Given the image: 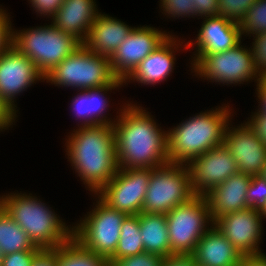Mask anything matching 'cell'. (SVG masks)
Segmentation results:
<instances>
[{
    "mask_svg": "<svg viewBox=\"0 0 266 266\" xmlns=\"http://www.w3.org/2000/svg\"><path fill=\"white\" fill-rule=\"evenodd\" d=\"M120 110L113 123L118 168L152 169L170 163L167 131L150 112L131 102Z\"/></svg>",
    "mask_w": 266,
    "mask_h": 266,
    "instance_id": "1",
    "label": "cell"
},
{
    "mask_svg": "<svg viewBox=\"0 0 266 266\" xmlns=\"http://www.w3.org/2000/svg\"><path fill=\"white\" fill-rule=\"evenodd\" d=\"M65 144L68 161L94 195L117 173L113 125L80 126Z\"/></svg>",
    "mask_w": 266,
    "mask_h": 266,
    "instance_id": "2",
    "label": "cell"
},
{
    "mask_svg": "<svg viewBox=\"0 0 266 266\" xmlns=\"http://www.w3.org/2000/svg\"><path fill=\"white\" fill-rule=\"evenodd\" d=\"M231 110L225 104L224 107L211 108L167 130L170 163L187 165L206 151L224 145Z\"/></svg>",
    "mask_w": 266,
    "mask_h": 266,
    "instance_id": "3",
    "label": "cell"
},
{
    "mask_svg": "<svg viewBox=\"0 0 266 266\" xmlns=\"http://www.w3.org/2000/svg\"><path fill=\"white\" fill-rule=\"evenodd\" d=\"M31 195L9 193L0 196V205L35 246L55 249L67 243L73 237V227H68L46 203Z\"/></svg>",
    "mask_w": 266,
    "mask_h": 266,
    "instance_id": "4",
    "label": "cell"
},
{
    "mask_svg": "<svg viewBox=\"0 0 266 266\" xmlns=\"http://www.w3.org/2000/svg\"><path fill=\"white\" fill-rule=\"evenodd\" d=\"M44 80L58 87H71L81 90L108 85H123L112 70L109 57L93 53L81 45L56 65Z\"/></svg>",
    "mask_w": 266,
    "mask_h": 266,
    "instance_id": "5",
    "label": "cell"
},
{
    "mask_svg": "<svg viewBox=\"0 0 266 266\" xmlns=\"http://www.w3.org/2000/svg\"><path fill=\"white\" fill-rule=\"evenodd\" d=\"M18 31L12 30V46L26 55L44 77L82 45L75 36L52 24Z\"/></svg>",
    "mask_w": 266,
    "mask_h": 266,
    "instance_id": "6",
    "label": "cell"
},
{
    "mask_svg": "<svg viewBox=\"0 0 266 266\" xmlns=\"http://www.w3.org/2000/svg\"><path fill=\"white\" fill-rule=\"evenodd\" d=\"M195 196L187 165L168 163L151 169L142 212L167 214Z\"/></svg>",
    "mask_w": 266,
    "mask_h": 266,
    "instance_id": "7",
    "label": "cell"
},
{
    "mask_svg": "<svg viewBox=\"0 0 266 266\" xmlns=\"http://www.w3.org/2000/svg\"><path fill=\"white\" fill-rule=\"evenodd\" d=\"M165 216L170 255H192L200 238L214 225L205 196L196 195L189 202L174 207Z\"/></svg>",
    "mask_w": 266,
    "mask_h": 266,
    "instance_id": "8",
    "label": "cell"
},
{
    "mask_svg": "<svg viewBox=\"0 0 266 266\" xmlns=\"http://www.w3.org/2000/svg\"><path fill=\"white\" fill-rule=\"evenodd\" d=\"M241 43L223 52L200 54L192 59L191 70L195 76L218 84H243L250 80L257 84L262 77L254 66L251 47L245 48Z\"/></svg>",
    "mask_w": 266,
    "mask_h": 266,
    "instance_id": "9",
    "label": "cell"
},
{
    "mask_svg": "<svg viewBox=\"0 0 266 266\" xmlns=\"http://www.w3.org/2000/svg\"><path fill=\"white\" fill-rule=\"evenodd\" d=\"M92 211L73 227V238L85 249L109 260L119 242L126 213L110 208L99 197Z\"/></svg>",
    "mask_w": 266,
    "mask_h": 266,
    "instance_id": "10",
    "label": "cell"
},
{
    "mask_svg": "<svg viewBox=\"0 0 266 266\" xmlns=\"http://www.w3.org/2000/svg\"><path fill=\"white\" fill-rule=\"evenodd\" d=\"M151 169H121L96 194L110 208L127 215L142 212Z\"/></svg>",
    "mask_w": 266,
    "mask_h": 266,
    "instance_id": "11",
    "label": "cell"
},
{
    "mask_svg": "<svg viewBox=\"0 0 266 266\" xmlns=\"http://www.w3.org/2000/svg\"><path fill=\"white\" fill-rule=\"evenodd\" d=\"M41 80L45 81L43 74L14 46L0 55V99L13 113L18 112L16 96Z\"/></svg>",
    "mask_w": 266,
    "mask_h": 266,
    "instance_id": "12",
    "label": "cell"
},
{
    "mask_svg": "<svg viewBox=\"0 0 266 266\" xmlns=\"http://www.w3.org/2000/svg\"><path fill=\"white\" fill-rule=\"evenodd\" d=\"M170 33L151 26H138L109 58L113 73L125 80L150 53L158 48Z\"/></svg>",
    "mask_w": 266,
    "mask_h": 266,
    "instance_id": "13",
    "label": "cell"
},
{
    "mask_svg": "<svg viewBox=\"0 0 266 266\" xmlns=\"http://www.w3.org/2000/svg\"><path fill=\"white\" fill-rule=\"evenodd\" d=\"M187 167L193 193L198 196L207 195L215 186L238 172L236 161L225 145L206 151L194 158Z\"/></svg>",
    "mask_w": 266,
    "mask_h": 266,
    "instance_id": "14",
    "label": "cell"
},
{
    "mask_svg": "<svg viewBox=\"0 0 266 266\" xmlns=\"http://www.w3.org/2000/svg\"><path fill=\"white\" fill-rule=\"evenodd\" d=\"M262 219L260 210L247 208L225 214L215 219L213 224L242 256H251L262 254L259 247Z\"/></svg>",
    "mask_w": 266,
    "mask_h": 266,
    "instance_id": "15",
    "label": "cell"
},
{
    "mask_svg": "<svg viewBox=\"0 0 266 266\" xmlns=\"http://www.w3.org/2000/svg\"><path fill=\"white\" fill-rule=\"evenodd\" d=\"M230 124L226 127L224 145L236 161L238 172L261 174L266 165V146L246 122L237 128Z\"/></svg>",
    "mask_w": 266,
    "mask_h": 266,
    "instance_id": "16",
    "label": "cell"
},
{
    "mask_svg": "<svg viewBox=\"0 0 266 266\" xmlns=\"http://www.w3.org/2000/svg\"><path fill=\"white\" fill-rule=\"evenodd\" d=\"M203 23L198 31L196 42H187L184 49L196 45L194 60L200 54L223 52L235 47L241 42L242 32L240 24L222 16L203 17ZM192 46V47H191Z\"/></svg>",
    "mask_w": 266,
    "mask_h": 266,
    "instance_id": "17",
    "label": "cell"
},
{
    "mask_svg": "<svg viewBox=\"0 0 266 266\" xmlns=\"http://www.w3.org/2000/svg\"><path fill=\"white\" fill-rule=\"evenodd\" d=\"M175 38L171 34L158 48L139 63L124 80V83L126 84L132 80L142 85H155L166 80L175 67L176 58L174 53L179 50L178 48H182L180 40Z\"/></svg>",
    "mask_w": 266,
    "mask_h": 266,
    "instance_id": "18",
    "label": "cell"
},
{
    "mask_svg": "<svg viewBox=\"0 0 266 266\" xmlns=\"http://www.w3.org/2000/svg\"><path fill=\"white\" fill-rule=\"evenodd\" d=\"M250 181L251 175L237 172L205 195L213 221L225 214L249 208L246 194Z\"/></svg>",
    "mask_w": 266,
    "mask_h": 266,
    "instance_id": "19",
    "label": "cell"
},
{
    "mask_svg": "<svg viewBox=\"0 0 266 266\" xmlns=\"http://www.w3.org/2000/svg\"><path fill=\"white\" fill-rule=\"evenodd\" d=\"M135 27L107 14H98L82 45L93 53L111 57Z\"/></svg>",
    "mask_w": 266,
    "mask_h": 266,
    "instance_id": "20",
    "label": "cell"
},
{
    "mask_svg": "<svg viewBox=\"0 0 266 266\" xmlns=\"http://www.w3.org/2000/svg\"><path fill=\"white\" fill-rule=\"evenodd\" d=\"M192 255L196 266H240L243 258L215 225L200 238Z\"/></svg>",
    "mask_w": 266,
    "mask_h": 266,
    "instance_id": "21",
    "label": "cell"
},
{
    "mask_svg": "<svg viewBox=\"0 0 266 266\" xmlns=\"http://www.w3.org/2000/svg\"><path fill=\"white\" fill-rule=\"evenodd\" d=\"M99 13L95 0H65L51 24L83 42Z\"/></svg>",
    "mask_w": 266,
    "mask_h": 266,
    "instance_id": "22",
    "label": "cell"
},
{
    "mask_svg": "<svg viewBox=\"0 0 266 266\" xmlns=\"http://www.w3.org/2000/svg\"><path fill=\"white\" fill-rule=\"evenodd\" d=\"M123 85H108L101 86L87 90H81L75 95L72 103L71 109L76 119L82 120L78 127L95 126V125H113L115 120H110L107 115L105 116V111L109 107V100L105 98V94L110 91L122 87Z\"/></svg>",
    "mask_w": 266,
    "mask_h": 266,
    "instance_id": "23",
    "label": "cell"
},
{
    "mask_svg": "<svg viewBox=\"0 0 266 266\" xmlns=\"http://www.w3.org/2000/svg\"><path fill=\"white\" fill-rule=\"evenodd\" d=\"M139 225L145 252L163 258L169 256V233L165 214L141 212Z\"/></svg>",
    "mask_w": 266,
    "mask_h": 266,
    "instance_id": "24",
    "label": "cell"
},
{
    "mask_svg": "<svg viewBox=\"0 0 266 266\" xmlns=\"http://www.w3.org/2000/svg\"><path fill=\"white\" fill-rule=\"evenodd\" d=\"M0 250L3 255L20 251H41L29 239L27 233L0 205Z\"/></svg>",
    "mask_w": 266,
    "mask_h": 266,
    "instance_id": "25",
    "label": "cell"
},
{
    "mask_svg": "<svg viewBox=\"0 0 266 266\" xmlns=\"http://www.w3.org/2000/svg\"><path fill=\"white\" fill-rule=\"evenodd\" d=\"M144 252V245L140 234L139 215H127L122 222L115 254L108 261H116Z\"/></svg>",
    "mask_w": 266,
    "mask_h": 266,
    "instance_id": "26",
    "label": "cell"
},
{
    "mask_svg": "<svg viewBox=\"0 0 266 266\" xmlns=\"http://www.w3.org/2000/svg\"><path fill=\"white\" fill-rule=\"evenodd\" d=\"M57 266H110L108 260L85 249L73 237L57 247Z\"/></svg>",
    "mask_w": 266,
    "mask_h": 266,
    "instance_id": "27",
    "label": "cell"
},
{
    "mask_svg": "<svg viewBox=\"0 0 266 266\" xmlns=\"http://www.w3.org/2000/svg\"><path fill=\"white\" fill-rule=\"evenodd\" d=\"M239 24L244 36L266 32V0H258Z\"/></svg>",
    "mask_w": 266,
    "mask_h": 266,
    "instance_id": "28",
    "label": "cell"
},
{
    "mask_svg": "<svg viewBox=\"0 0 266 266\" xmlns=\"http://www.w3.org/2000/svg\"><path fill=\"white\" fill-rule=\"evenodd\" d=\"M258 0H219V16L240 23Z\"/></svg>",
    "mask_w": 266,
    "mask_h": 266,
    "instance_id": "29",
    "label": "cell"
},
{
    "mask_svg": "<svg viewBox=\"0 0 266 266\" xmlns=\"http://www.w3.org/2000/svg\"><path fill=\"white\" fill-rule=\"evenodd\" d=\"M246 203L249 208L260 210L266 203V180L258 174L252 175L246 194Z\"/></svg>",
    "mask_w": 266,
    "mask_h": 266,
    "instance_id": "30",
    "label": "cell"
},
{
    "mask_svg": "<svg viewBox=\"0 0 266 266\" xmlns=\"http://www.w3.org/2000/svg\"><path fill=\"white\" fill-rule=\"evenodd\" d=\"M160 3V9L164 12L162 14L168 17H177L178 19L179 17H196L193 0H160Z\"/></svg>",
    "mask_w": 266,
    "mask_h": 266,
    "instance_id": "31",
    "label": "cell"
},
{
    "mask_svg": "<svg viewBox=\"0 0 266 266\" xmlns=\"http://www.w3.org/2000/svg\"><path fill=\"white\" fill-rule=\"evenodd\" d=\"M252 37H254L251 46L254 66L261 77L266 78V32Z\"/></svg>",
    "mask_w": 266,
    "mask_h": 266,
    "instance_id": "32",
    "label": "cell"
},
{
    "mask_svg": "<svg viewBox=\"0 0 266 266\" xmlns=\"http://www.w3.org/2000/svg\"><path fill=\"white\" fill-rule=\"evenodd\" d=\"M163 259L159 255L144 252L139 255L108 262L110 266H161Z\"/></svg>",
    "mask_w": 266,
    "mask_h": 266,
    "instance_id": "33",
    "label": "cell"
},
{
    "mask_svg": "<svg viewBox=\"0 0 266 266\" xmlns=\"http://www.w3.org/2000/svg\"><path fill=\"white\" fill-rule=\"evenodd\" d=\"M8 14L0 8V55L12 45V22Z\"/></svg>",
    "mask_w": 266,
    "mask_h": 266,
    "instance_id": "34",
    "label": "cell"
},
{
    "mask_svg": "<svg viewBox=\"0 0 266 266\" xmlns=\"http://www.w3.org/2000/svg\"><path fill=\"white\" fill-rule=\"evenodd\" d=\"M40 251H20L3 255L2 266H31Z\"/></svg>",
    "mask_w": 266,
    "mask_h": 266,
    "instance_id": "35",
    "label": "cell"
},
{
    "mask_svg": "<svg viewBox=\"0 0 266 266\" xmlns=\"http://www.w3.org/2000/svg\"><path fill=\"white\" fill-rule=\"evenodd\" d=\"M31 7L39 16H47L50 19L55 15L65 0H29Z\"/></svg>",
    "mask_w": 266,
    "mask_h": 266,
    "instance_id": "36",
    "label": "cell"
},
{
    "mask_svg": "<svg viewBox=\"0 0 266 266\" xmlns=\"http://www.w3.org/2000/svg\"><path fill=\"white\" fill-rule=\"evenodd\" d=\"M251 116V120H247L246 123L266 146V114L257 110Z\"/></svg>",
    "mask_w": 266,
    "mask_h": 266,
    "instance_id": "37",
    "label": "cell"
},
{
    "mask_svg": "<svg viewBox=\"0 0 266 266\" xmlns=\"http://www.w3.org/2000/svg\"><path fill=\"white\" fill-rule=\"evenodd\" d=\"M219 0H193L195 15L198 17L219 16Z\"/></svg>",
    "mask_w": 266,
    "mask_h": 266,
    "instance_id": "38",
    "label": "cell"
},
{
    "mask_svg": "<svg viewBox=\"0 0 266 266\" xmlns=\"http://www.w3.org/2000/svg\"><path fill=\"white\" fill-rule=\"evenodd\" d=\"M31 266H57V247L42 249L34 258Z\"/></svg>",
    "mask_w": 266,
    "mask_h": 266,
    "instance_id": "39",
    "label": "cell"
},
{
    "mask_svg": "<svg viewBox=\"0 0 266 266\" xmlns=\"http://www.w3.org/2000/svg\"><path fill=\"white\" fill-rule=\"evenodd\" d=\"M161 266H196L193 255L172 254L163 259Z\"/></svg>",
    "mask_w": 266,
    "mask_h": 266,
    "instance_id": "40",
    "label": "cell"
},
{
    "mask_svg": "<svg viewBox=\"0 0 266 266\" xmlns=\"http://www.w3.org/2000/svg\"><path fill=\"white\" fill-rule=\"evenodd\" d=\"M18 115L13 113L8 106L0 99V131L9 129ZM4 129V130H3Z\"/></svg>",
    "mask_w": 266,
    "mask_h": 266,
    "instance_id": "41",
    "label": "cell"
},
{
    "mask_svg": "<svg viewBox=\"0 0 266 266\" xmlns=\"http://www.w3.org/2000/svg\"><path fill=\"white\" fill-rule=\"evenodd\" d=\"M256 91L259 101L258 103H260L258 106V110L266 114V78H262L257 83Z\"/></svg>",
    "mask_w": 266,
    "mask_h": 266,
    "instance_id": "42",
    "label": "cell"
},
{
    "mask_svg": "<svg viewBox=\"0 0 266 266\" xmlns=\"http://www.w3.org/2000/svg\"><path fill=\"white\" fill-rule=\"evenodd\" d=\"M240 266H266V254L243 256Z\"/></svg>",
    "mask_w": 266,
    "mask_h": 266,
    "instance_id": "43",
    "label": "cell"
},
{
    "mask_svg": "<svg viewBox=\"0 0 266 266\" xmlns=\"http://www.w3.org/2000/svg\"><path fill=\"white\" fill-rule=\"evenodd\" d=\"M261 216L265 219L266 218V203L264 206L260 209Z\"/></svg>",
    "mask_w": 266,
    "mask_h": 266,
    "instance_id": "44",
    "label": "cell"
},
{
    "mask_svg": "<svg viewBox=\"0 0 266 266\" xmlns=\"http://www.w3.org/2000/svg\"><path fill=\"white\" fill-rule=\"evenodd\" d=\"M260 175H262L265 178V180H266V165L264 166V168H263V170H262Z\"/></svg>",
    "mask_w": 266,
    "mask_h": 266,
    "instance_id": "45",
    "label": "cell"
},
{
    "mask_svg": "<svg viewBox=\"0 0 266 266\" xmlns=\"http://www.w3.org/2000/svg\"><path fill=\"white\" fill-rule=\"evenodd\" d=\"M2 261H3V254L1 253V250H0V266H2Z\"/></svg>",
    "mask_w": 266,
    "mask_h": 266,
    "instance_id": "46",
    "label": "cell"
}]
</instances>
